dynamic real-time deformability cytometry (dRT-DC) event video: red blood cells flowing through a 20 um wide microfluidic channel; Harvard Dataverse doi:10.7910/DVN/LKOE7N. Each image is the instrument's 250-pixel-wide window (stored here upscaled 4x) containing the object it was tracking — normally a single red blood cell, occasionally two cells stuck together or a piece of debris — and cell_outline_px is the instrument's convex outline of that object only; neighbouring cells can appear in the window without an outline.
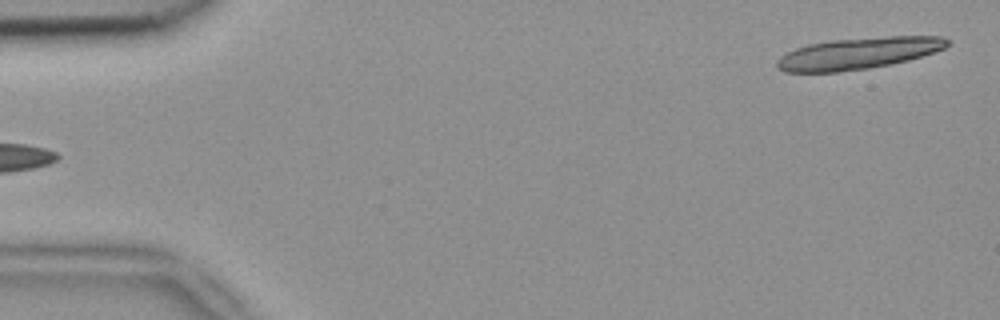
{"species": "common noctule bat (a hibernating species)", "species_latin": "Nyctalus noctula", "temperature_condition": "room temperature", "stored_images_in_passage": 4, "segment_of_instrument_passage": [2, 2], "camera_frame_rate_fps": 3000, "um_per_image_px": 0.085, "animal": {"sex": "female", "body_mass_g": 18.4}, "frame": {"image": 1, "passage_image": 4, "time_ms": 1.0, "image_size_px": [1000, 320], "cell_outline_px": [[952, 44], [944, 48], [908, 60], [868, 68], [836, 72], [784, 72], [776, 68], [776, 60], [780, 56], [796, 48], [808, 44], [832, 40], [888, 36], [940, 36], [948, 40]], "centroid_in_image_um": [72.92, 4.53], "position_along_channel_um": 12.1, "area_um2": 31.21}}